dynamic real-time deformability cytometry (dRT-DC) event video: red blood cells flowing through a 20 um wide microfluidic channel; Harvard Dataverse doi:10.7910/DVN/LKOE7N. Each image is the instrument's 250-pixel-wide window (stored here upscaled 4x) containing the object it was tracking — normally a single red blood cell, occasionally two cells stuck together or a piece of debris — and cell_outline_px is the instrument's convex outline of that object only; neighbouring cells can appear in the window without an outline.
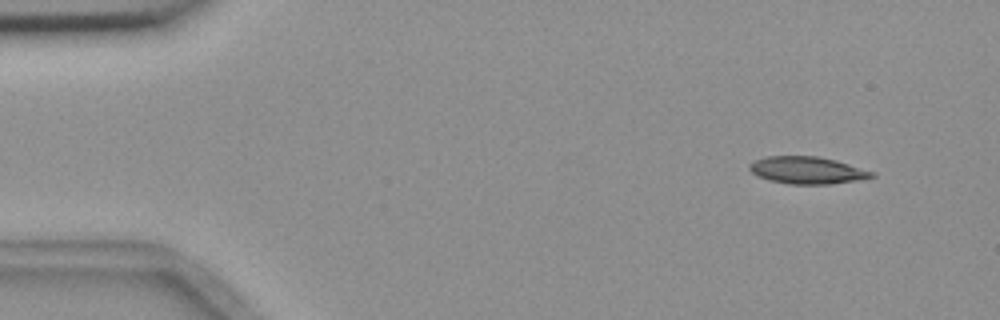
{"species": "common noctule bat (a hibernating species)", "species_latin": "Nyctalus noctula", "temperature_condition": "room temperature", "stored_images_in_passage": 5, "segment_of_instrument_passage": [1, 2], "camera_frame_rate_fps": 3000, "um_per_image_px": 0.085, "animal": {"sex": "female", "body_mass_g": 18.4}, "frame": {"image": 1, "passage_image": 1, "time_ms": 0.0, "image_size_px": [1000, 320], "cell_outline_px": [[876, 176], [856, 180], [828, 184], [788, 184], [768, 180], [756, 176], [748, 168], [748, 164], [764, 156], [816, 156], [836, 160], [876, 172]], "centroid_in_image_um": [68.59, 14.47], "position_along_channel_um": 16.4, "area_um2": 19.48}}
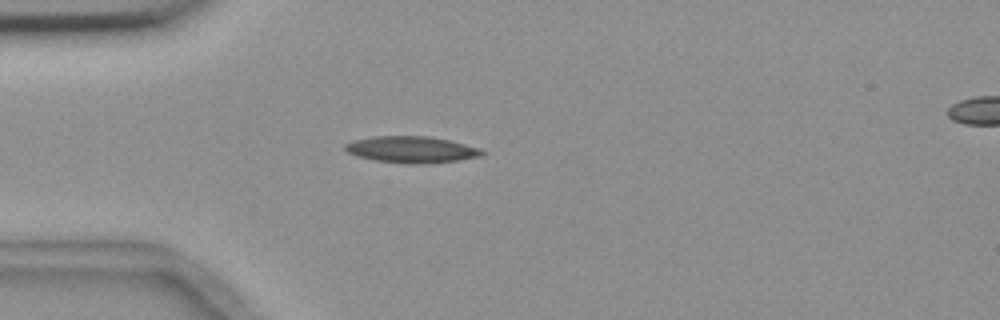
{"frame": {"image": 2, "passage_image": 4, "time_ms": 3.333, "image_size_px": [1000, 320], "cell_outline_px": [[488, 152], [484, 156], [428, 164], [408, 164], [376, 160], [356, 156], [348, 152], [344, 148], [344, 144], [352, 140], [372, 136], [428, 136], [448, 140], [480, 148]], "centroid_in_image_um": [34.99, 12.71], "position_along_channel_um": 50.0, "area_um2": 21.33}}